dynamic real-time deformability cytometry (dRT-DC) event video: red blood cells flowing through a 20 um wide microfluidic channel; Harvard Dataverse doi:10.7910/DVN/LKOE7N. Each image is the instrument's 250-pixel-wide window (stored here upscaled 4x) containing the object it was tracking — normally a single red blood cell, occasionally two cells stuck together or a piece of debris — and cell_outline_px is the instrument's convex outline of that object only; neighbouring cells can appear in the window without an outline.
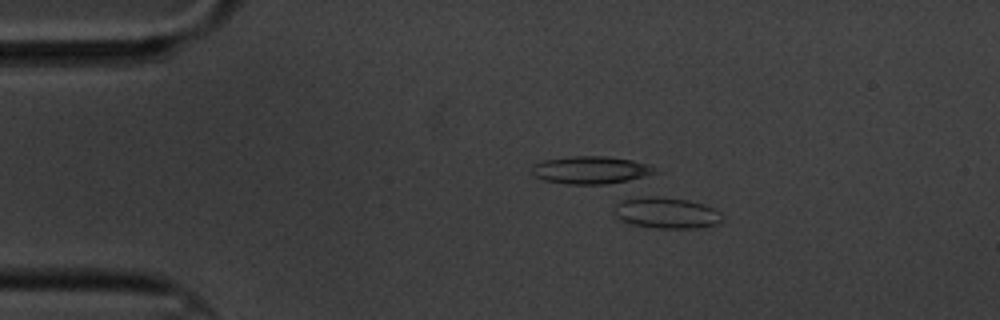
{"species": "common noctule bat (a hibernating species)", "species_latin": "Nyctalus noctula", "temperature_condition": "cold", "stored_images_in_passage": 10, "camera_frame_rate_fps": 3000, "um_per_image_px": 0.085, "animal": {"sex": "male", "body_mass_g": 20.1, "forearm_length_mm": 53.5}, "frame": {"image": 1, "passage_image": 4, "time_ms": 4.0, "image_size_px": [1000, 320], "cell_outline_px": [[724, 220], [716, 224], [700, 228], [656, 228], [632, 224], [620, 220], [612, 212], [616, 204], [620, 200], [628, 196], [660, 196], [688, 200], [704, 204], [720, 212], [724, 216]], "centroid_in_image_um": [56.6, 18.07], "position_along_channel_um": 28.4, "area_um2": 20.11}}
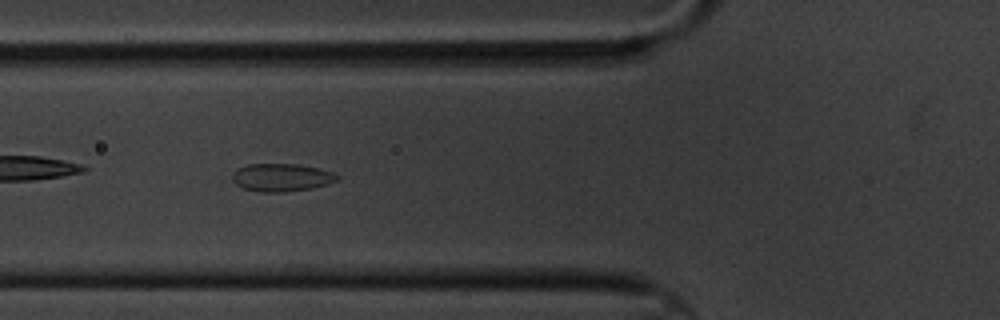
{"frame": {"image": 2, "passage_image": 7, "time_ms": 7.667, "image_size_px": [1000, 320], "cell_outline_px": [[340, 180], [328, 184], [312, 188], [284, 192], [256, 192], [244, 188], [236, 184], [232, 180], [232, 172], [236, 168], [248, 164], [296, 164], [320, 168], [332, 172], [340, 176]], "centroid_in_image_um": [23.93, 15.08], "position_along_channel_um": 101.9, "area_um2": 17.28}}
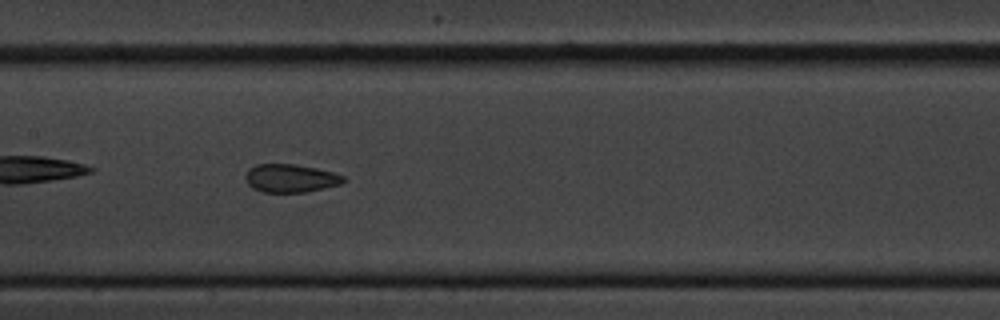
{"frame": {"image": 3, "passage_image": 9, "time_ms": 10.0, "image_size_px": [1000, 320], "cell_outline_px": [[348, 180], [340, 184], [308, 192], [264, 192], [252, 188], [248, 184], [244, 176], [248, 168], [256, 164], [292, 164], [316, 168], [332, 172], [344, 176]], "centroid_in_image_um": [24.68, 15.15], "position_along_channel_um": 182.7, "area_um2": 16.18}}